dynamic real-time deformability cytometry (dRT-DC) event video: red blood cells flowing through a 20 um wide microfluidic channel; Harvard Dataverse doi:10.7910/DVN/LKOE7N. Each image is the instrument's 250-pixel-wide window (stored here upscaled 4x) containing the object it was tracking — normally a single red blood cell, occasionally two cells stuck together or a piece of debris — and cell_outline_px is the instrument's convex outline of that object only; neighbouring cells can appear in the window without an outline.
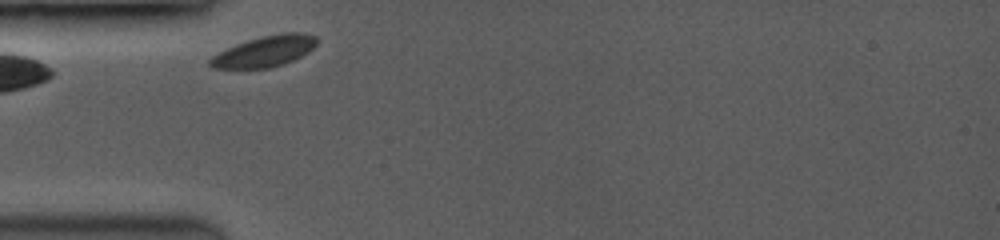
{"species": "common noctule bat (a hibernating species)", "species_latin": "Nyctalus noctula", "temperature_condition": "room temperature", "stored_images_in_passage": 2, "camera_frame_rate_fps": 3500, "um_per_image_px": 0.085, "animal": {"sex": "female", "body_mass_g": 19.0, "forearm_length_mm": 53.3}, "frame": {"image": 1, "passage_image": 1, "time_ms": 0.0, "image_size_px": [1000, 240], "cell_outline_px": [[316, 44], [308, 52], [284, 64], [268, 68], [212, 68], [208, 64], [208, 60], [212, 56], [236, 44], [248, 40], [280, 32], [300, 32], [316, 36]], "centroid_in_image_um": [22.49, 4.36], "position_along_channel_um": 62.5, "area_um2": 19.02}}